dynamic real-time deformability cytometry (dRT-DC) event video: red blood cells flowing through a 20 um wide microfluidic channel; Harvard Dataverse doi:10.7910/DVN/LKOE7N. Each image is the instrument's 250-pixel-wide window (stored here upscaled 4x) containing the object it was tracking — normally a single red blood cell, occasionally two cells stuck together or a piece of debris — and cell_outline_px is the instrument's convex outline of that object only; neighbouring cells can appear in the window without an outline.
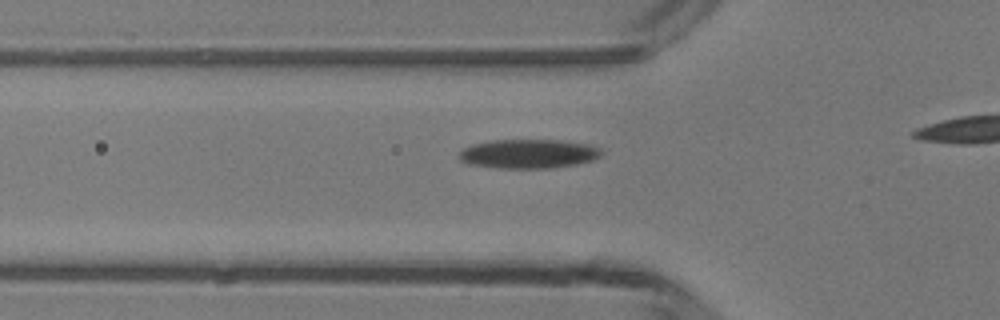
{"species": "common noctule bat (a hibernating species)", "species_latin": "Nyctalus noctula", "temperature_condition": "room temperature", "stored_images_in_passage": 12, "camera_frame_rate_fps": 3000, "um_per_image_px": 0.085, "animal": {"sex": "male", "body_mass_g": 13.3}, "frame": {"image": 1, "passage_image": 4, "time_ms": 1.0, "image_size_px": [1000, 320], "cell_outline_px": [[600, 156], [592, 160], [576, 164], [552, 168], [500, 168], [468, 164], [460, 160], [460, 152], [464, 148], [476, 144], [496, 140], [560, 140], [588, 144], [600, 148]], "centroid_in_image_um": [44.94, 13.08], "position_along_channel_um": 80.9, "area_um2": 23.87}}
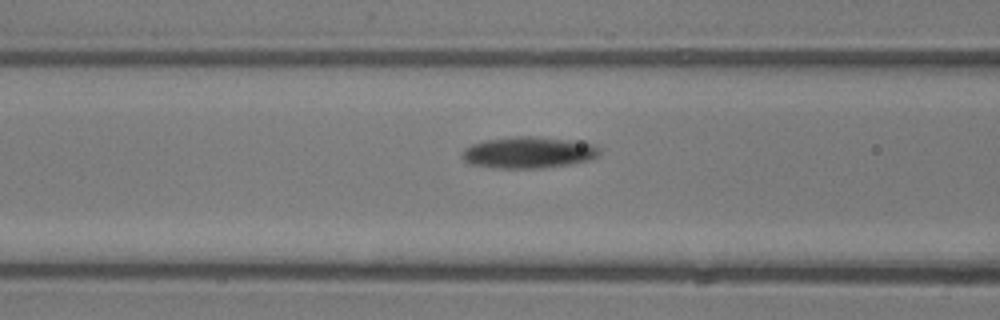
{"frame": {"image": 2, "passage_image": 7, "time_ms": 2.0, "image_size_px": [1000, 320], "cell_outline_px": [[600, 152], [596, 156], [588, 160], [568, 164], [540, 168], [504, 168], [472, 164], [464, 160], [464, 148], [472, 144], [488, 140], [520, 136], [536, 136], [580, 140], [592, 144], [600, 148]], "centroid_in_image_um": [45.0, 12.94], "position_along_channel_um": 121.6, "area_um2": 24.91}}
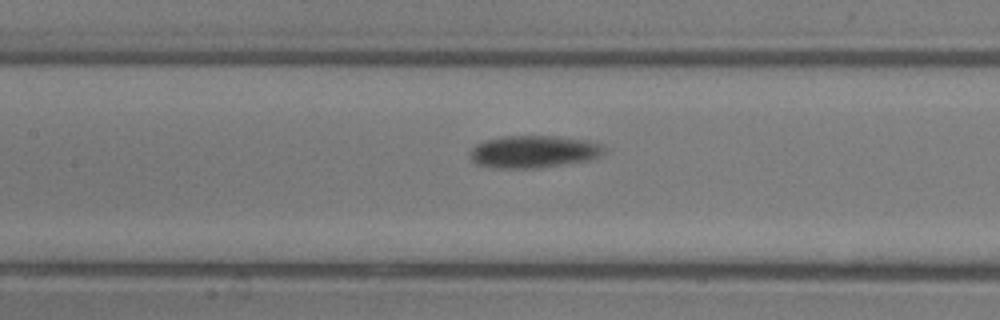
{"frame": {"image": 3, "passage_image": 10, "time_ms": 3.0, "image_size_px": [1000, 320], "cell_outline_px": [[604, 152], [588, 160], [536, 168], [496, 168], [476, 164], [472, 160], [472, 148], [484, 140], [504, 136], [556, 136], [588, 140], [600, 144], [604, 148]], "centroid_in_image_um": [45.34, 12.88], "position_along_channel_um": 162.1, "area_um2": 24.91}}